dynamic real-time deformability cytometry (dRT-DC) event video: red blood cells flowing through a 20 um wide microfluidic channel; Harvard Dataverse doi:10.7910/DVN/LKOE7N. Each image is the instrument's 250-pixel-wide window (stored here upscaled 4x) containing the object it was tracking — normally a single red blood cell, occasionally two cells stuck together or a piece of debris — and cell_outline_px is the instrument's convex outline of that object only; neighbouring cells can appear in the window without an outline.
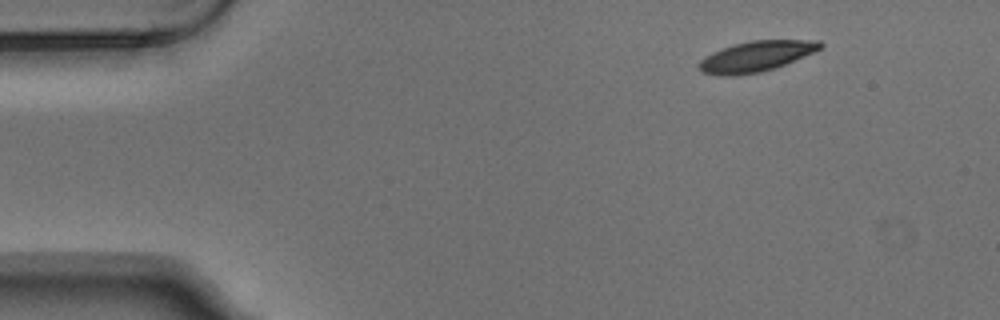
{"species": "Egyptian fruit bat (a non-hibernating species)", "species_latin": "Rousettus aegyptiacus", "temperature_condition": "warm", "stored_images_in_passage": 5, "camera_frame_rate_fps": 3000, "um_per_image_px": 0.085, "animal": {"sex": "male"}, "frame": {"image": 1, "passage_image": 5, "time_ms": 1.333, "image_size_px": [1000, 320], "cell_outline_px": [[824, 44], [820, 48], [812, 52], [784, 64], [760, 72], [728, 76], [720, 76], [700, 72], [700, 60], [704, 56], [712, 52], [732, 44], [752, 40], [820, 40]], "centroid_in_image_um": [64.22, 4.78], "position_along_channel_um": 20.8, "area_um2": 21.27}}